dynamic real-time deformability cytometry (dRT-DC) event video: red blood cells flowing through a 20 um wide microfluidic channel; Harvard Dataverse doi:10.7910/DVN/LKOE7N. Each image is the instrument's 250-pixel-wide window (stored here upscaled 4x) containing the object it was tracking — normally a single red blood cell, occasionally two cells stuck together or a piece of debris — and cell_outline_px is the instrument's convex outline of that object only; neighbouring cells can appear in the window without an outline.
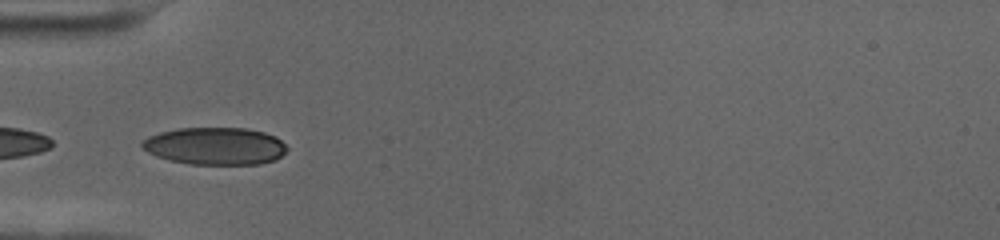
{"species": "human", "species_latin": "Homo sapiens", "temperature_condition": "cold", "stored_images_in_passage": 40, "camera_frame_rate_fps": 3000, "um_per_image_px": 0.085, "donor": {"sex": "female"}, "frame": {"image": 1, "passage_image": 1, "time_ms": 0.0, "image_size_px": [1000, 240], "cell_outline_px": [[288, 148], [276, 160], [260, 164], [188, 164], [168, 160], [156, 156], [148, 152], [140, 144], [148, 136], [160, 132], [176, 128], [244, 128], [264, 132], [276, 136]], "centroid_in_image_um": [18.28, 12.41], "position_along_channel_um": 66.7, "area_um2": 31.62}}
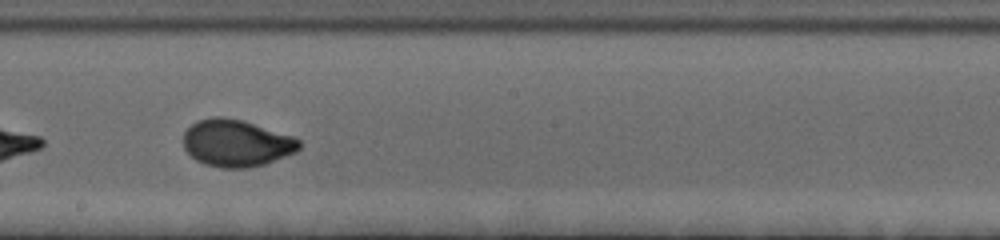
{"frame": {"image": 2, "passage_image": 15, "time_ms": 4.667, "image_size_px": [1000, 240], "cell_outline_px": [[300, 148], [296, 152], [264, 164], [248, 168], [220, 168], [204, 164], [196, 160], [184, 148], [184, 132], [196, 120], [212, 116], [220, 116], [244, 120], [292, 136], [300, 140]], "centroid_in_image_um": [20.08, 12.16], "position_along_channel_um": 228.1, "area_um2": 31.85}}
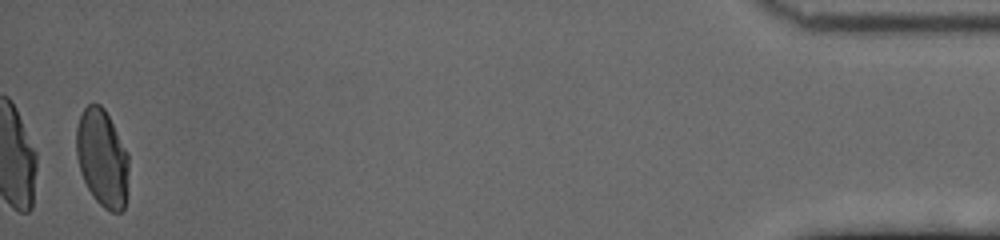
{"frame": {"image": 3, "passage_image": 39, "time_ms": 12.667, "image_size_px": [1000, 240], "cell_outline_px": [[128, 172], [124, 208], [120, 212], [112, 212], [104, 208], [96, 200], [88, 188], [80, 172], [76, 156], [76, 128], [80, 116], [84, 108], [88, 104], [100, 104], [104, 108], [128, 152]], "centroid_in_image_um": [8.68, 13.42], "position_along_channel_um": 426.5, "area_um2": 29.65}, "authors_computed_cell_mechanics": {"area_um2": 30.4317, "velocity_mm_per_s": 3.4851, "shape_relaxation_time_tau1_ms": 4.7224, "shape_relaxation_time_tau2_ms": null, "deformation_change_tau1": 0.1625, "deformation_change_tau2": null}}